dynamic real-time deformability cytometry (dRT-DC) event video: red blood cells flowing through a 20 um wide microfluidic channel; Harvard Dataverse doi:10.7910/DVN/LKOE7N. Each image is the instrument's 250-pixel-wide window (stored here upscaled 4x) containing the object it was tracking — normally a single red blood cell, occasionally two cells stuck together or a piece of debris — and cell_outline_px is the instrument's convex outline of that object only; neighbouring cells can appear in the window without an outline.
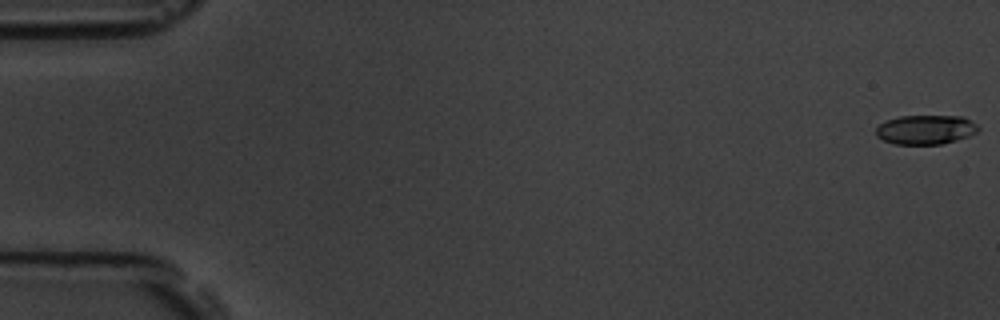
{"species": "common noctule bat (a hibernating species)", "species_latin": "Nyctalus noctula", "temperature_condition": "room temperature", "stored_images_in_passage": 57, "camera_frame_rate_fps": 3000, "um_per_image_px": 0.085, "animal": {"sex": "male", "body_mass_g": 19.5, "forearm_length_mm": 54.6}, "frame": {"image": 1, "passage_image": 1, "time_ms": 0.0, "image_size_px": [1000, 320], "cell_outline_px": [[980, 128], [976, 132], [968, 136], [956, 140], [940, 144], [892, 144], [876, 136], [876, 128], [880, 124], [888, 120], [900, 116], [964, 116], [976, 124]], "centroid_in_image_um": [78.68, 11.02], "position_along_channel_um": 6.3, "area_um2": 17.4}}
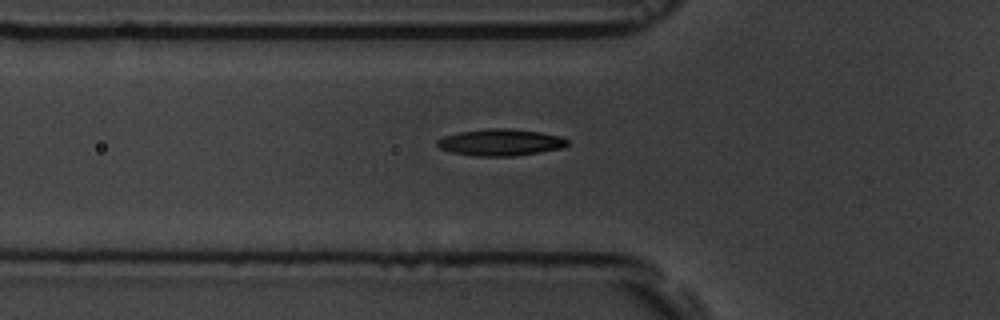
{"frame": {"image": 2, "passage_image": 20, "time_ms": 6.333, "image_size_px": [1000, 320], "cell_outline_px": [[568, 144], [560, 148], [540, 152], [512, 156], [476, 156], [452, 152], [440, 148], [436, 144], [436, 140], [444, 136], [460, 132], [492, 128], [508, 128], [540, 132], [560, 136], [568, 140]], "centroid_in_image_um": [42.53, 12.1], "position_along_channel_um": 83.3, "area_um2": 20.06}}
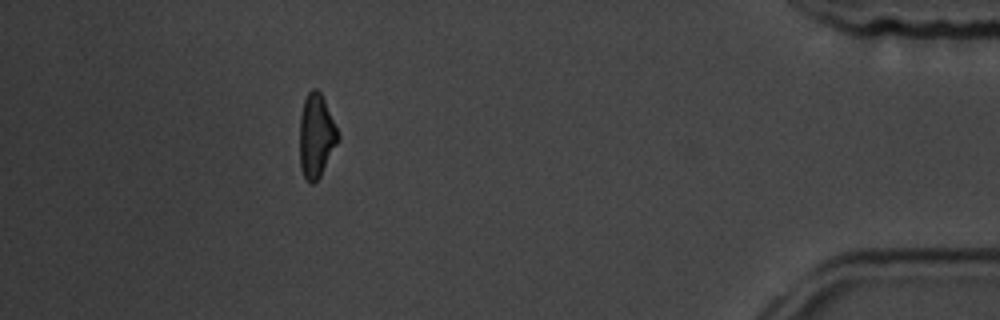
{"frame": {"image": 3, "passage_image": 51, "time_ms": 16.667, "image_size_px": [1000, 320], "cell_outline_px": [[340, 140], [320, 176], [312, 184], [304, 176], [300, 168], [300, 116], [304, 100], [308, 92], [312, 88], [316, 88], [320, 92], [324, 100], [340, 136]], "centroid_in_image_um": [26.88, 11.54], "position_along_channel_um": 408.3, "area_um2": 18.55}, "authors_computed_cell_mechanics": {"area_um2": 18.9584, "velocity_mm_per_s": 3.6678, "shape_relaxation_time_tau1_ms": 4.1535, "shape_relaxation_time_tau2_ms": 4.9837, "deformation_change_tau1": 0.1262, "deformation_change_tau2": 0.1255}}